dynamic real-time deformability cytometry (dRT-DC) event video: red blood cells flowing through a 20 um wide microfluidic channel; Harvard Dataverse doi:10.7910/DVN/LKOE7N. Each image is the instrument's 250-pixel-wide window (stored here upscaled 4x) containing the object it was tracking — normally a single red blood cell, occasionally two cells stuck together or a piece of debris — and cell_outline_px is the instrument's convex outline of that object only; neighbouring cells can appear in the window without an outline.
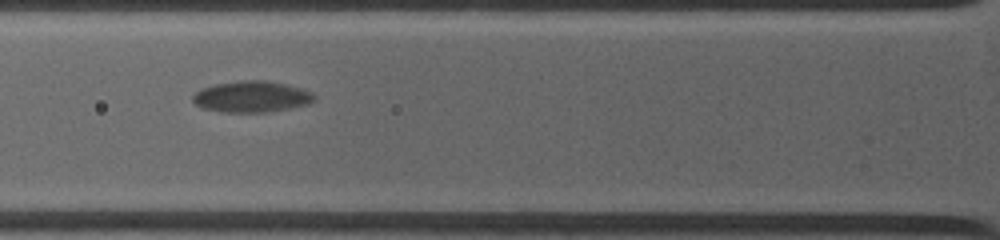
{"species": "common noctule bat (a hibernating species)", "species_latin": "Nyctalus noctula", "temperature_condition": "warm", "stored_images_in_passage": 5, "camera_frame_rate_fps": 4500, "um_per_image_px": 0.085, "animal": {"sex": "female", "body_mass_g": 19.0, "forearm_length_mm": 53.3}, "frame": {"image": 1, "passage_image": 3, "time_ms": 2.0, "image_size_px": [1000, 240], "cell_outline_px": [[316, 96], [308, 104], [268, 112], [220, 112], [200, 108], [192, 100], [192, 96], [200, 88], [216, 84], [240, 80], [264, 80], [284, 84], [300, 88], [312, 92]], "centroid_in_image_um": [21.33, 8.22], "position_along_channel_um": 104.5, "area_um2": 22.08}}
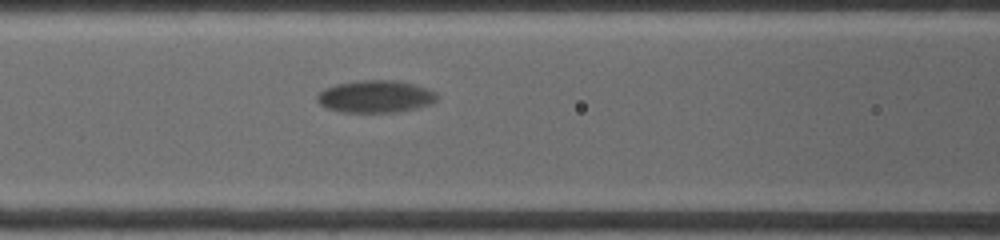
{"frame": {"image": 2, "passage_image": 4, "time_ms": 2.889, "image_size_px": [1000, 240], "cell_outline_px": [[436, 100], [432, 104], [416, 108], [396, 112], [344, 112], [328, 108], [320, 104], [316, 100], [316, 96], [320, 92], [336, 84], [360, 80], [396, 80], [416, 84], [436, 92]], "centroid_in_image_um": [31.94, 8.2], "position_along_channel_um": 134.7, "area_um2": 22.48}}